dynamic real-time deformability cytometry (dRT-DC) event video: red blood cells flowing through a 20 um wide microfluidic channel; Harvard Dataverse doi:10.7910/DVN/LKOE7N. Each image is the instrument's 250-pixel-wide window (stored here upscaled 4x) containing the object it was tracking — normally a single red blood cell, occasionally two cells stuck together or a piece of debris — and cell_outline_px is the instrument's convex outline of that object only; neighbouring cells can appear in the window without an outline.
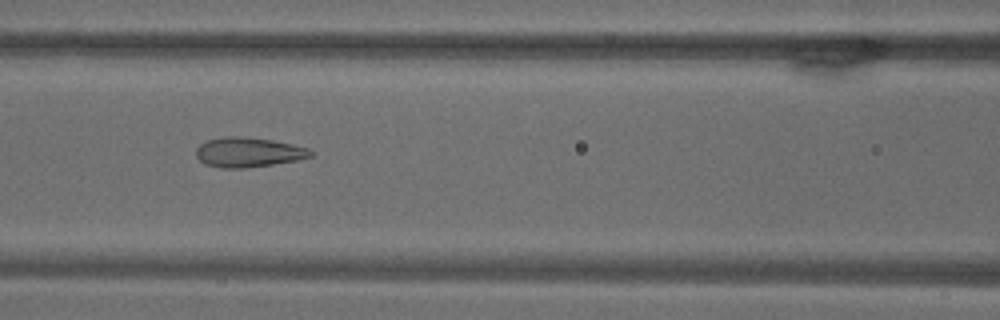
{"species": "common noctule bat (a hibernating species)", "species_latin": "Nyctalus noctula", "temperature_condition": "warm", "stored_images_in_passage": 67, "camera_frame_rate_fps": 3000, "um_per_image_px": 0.085, "animal": {"sex": "male", "body_mass_g": 18.8}, "frame": {"image": 1, "passage_image": 27, "time_ms": 8.667, "image_size_px": [1000, 320], "cell_outline_px": [[316, 152], [312, 156], [296, 160], [272, 164], [244, 168], [224, 168], [204, 164], [196, 156], [196, 148], [200, 144], [208, 140], [224, 136], [240, 136], [272, 140], [292, 144], [308, 148]], "centroid_in_image_um": [21.11, 12.94], "position_along_channel_um": 145.5, "area_um2": 19.83}}
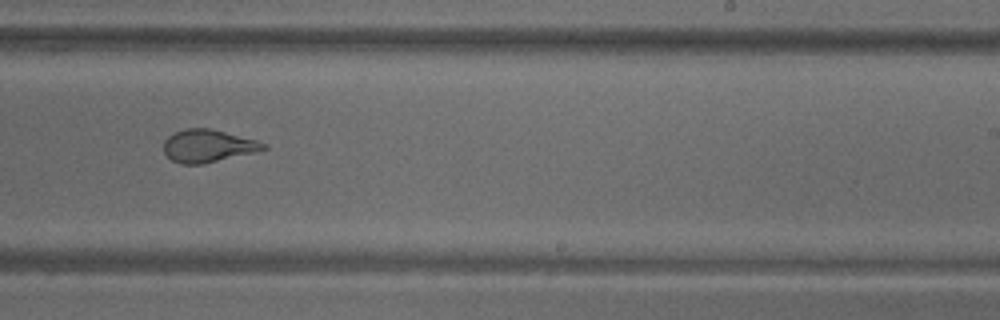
{"frame": {"image": 2, "passage_image": 40, "time_ms": 13.0, "image_size_px": [1000, 320], "cell_outline_px": [[268, 148], [256, 152], [204, 164], [180, 164], [172, 160], [164, 152], [164, 140], [168, 136], [184, 128], [208, 128], [256, 140], [268, 144]], "centroid_in_image_um": [17.68, 12.41], "position_along_channel_um": 271.3, "area_um2": 18.96}}
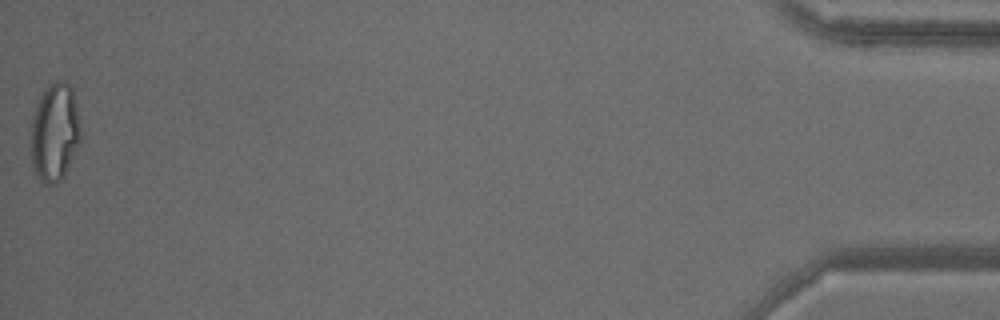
{"frame": {"image": 3, "passage_image": 66, "time_ms": 21.667, "image_size_px": [1000, 320], "cell_outline_px": [[84, 136], [64, 176], [56, 184], [44, 184], [36, 176], [28, 148], [32, 120], [36, 104], [44, 88], [48, 84], [56, 80], [64, 80], [72, 88]], "centroid_in_image_um": [4.65, 11.25], "position_along_channel_um": 430.5, "area_um2": 29.59}}